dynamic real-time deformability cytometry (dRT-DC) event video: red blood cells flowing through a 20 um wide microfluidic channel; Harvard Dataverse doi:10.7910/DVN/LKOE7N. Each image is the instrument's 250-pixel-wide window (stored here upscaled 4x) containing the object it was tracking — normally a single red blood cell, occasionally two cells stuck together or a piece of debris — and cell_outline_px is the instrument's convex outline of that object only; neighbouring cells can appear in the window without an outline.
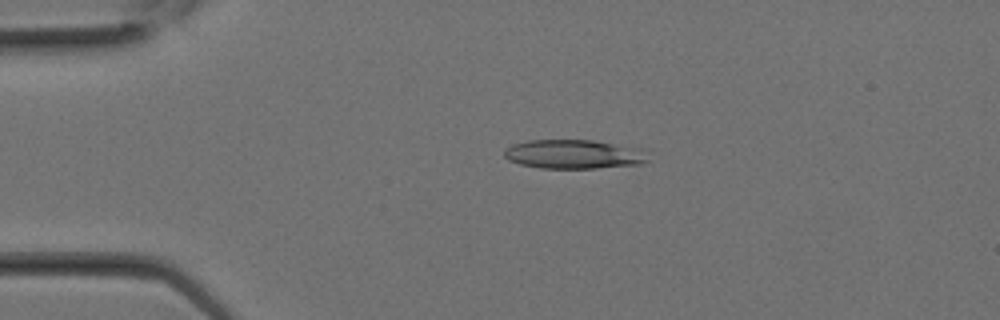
{"species": "Egyptian fruit bat (a non-hibernating species)", "species_latin": "Rousettus aegyptiacus", "temperature_condition": "room temperature", "stored_images_in_passage": 13, "camera_frame_rate_fps": 3000, "um_per_image_px": 0.085, "animal": {"sex": "female"}, "frame": {"image": 1, "passage_image": 6, "time_ms": 1.667, "image_size_px": [1000, 320], "cell_outline_px": [[652, 148], [648, 160], [640, 164], [596, 168], [540, 168], [520, 164], [508, 160], [504, 156], [504, 148], [512, 144], [528, 140], [592, 140]], "centroid_in_image_um": [48.9, 13.09], "position_along_channel_um": 36.1, "area_um2": 25.14}}
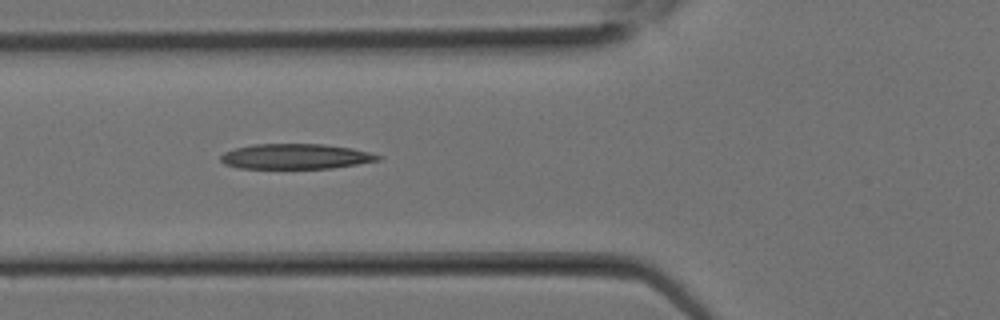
{"frame": {"image": 2, "passage_image": 10, "time_ms": 3.0, "image_size_px": [1000, 320], "cell_outline_px": [[384, 156], [380, 160], [332, 168], [240, 168], [224, 164], [220, 160], [220, 156], [224, 152], [236, 148], [252, 144], [324, 144], [352, 148]], "centroid_in_image_um": [25.13, 13.29], "position_along_channel_um": 100.7, "area_um2": 23.06}}
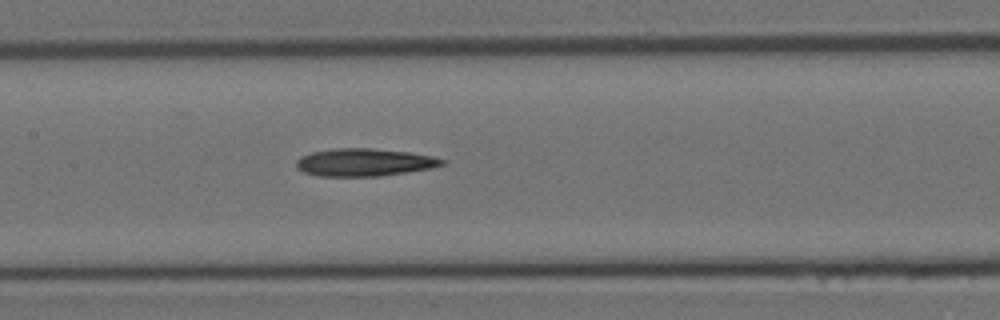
{"frame": {"image": 3, "passage_image": 13, "time_ms": 4.0, "image_size_px": [1000, 320], "cell_outline_px": [[448, 160], [444, 164], [428, 168], [408, 172], [380, 176], [316, 176], [304, 172], [296, 168], [296, 160], [300, 156], [312, 152], [332, 148], [372, 148], [408, 152], [432, 156]], "centroid_in_image_um": [30.93, 13.79], "position_along_channel_um": 176.5, "area_um2": 23.58}}